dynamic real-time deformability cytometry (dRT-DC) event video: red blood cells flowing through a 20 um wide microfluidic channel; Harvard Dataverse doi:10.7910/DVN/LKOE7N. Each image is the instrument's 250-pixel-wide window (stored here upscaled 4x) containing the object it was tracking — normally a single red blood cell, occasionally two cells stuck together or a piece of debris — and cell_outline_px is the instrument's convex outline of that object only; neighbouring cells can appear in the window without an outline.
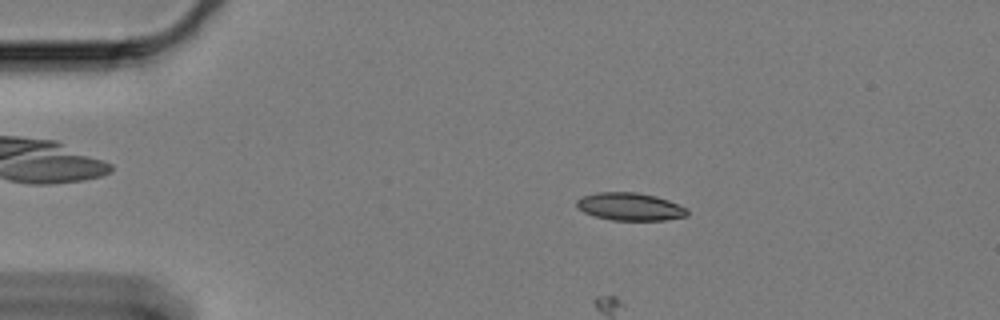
{"species": "Egyptian fruit bat (a non-hibernating species)", "species_latin": "Rousettus aegyptiacus", "temperature_condition": "cold", "stored_images_in_passage": 61, "camera_frame_rate_fps": 3000, "um_per_image_px": 0.085, "animal": {"sex": "female"}, "frame": {"image": 1, "passage_image": 11, "time_ms": 3.333, "image_size_px": [1000, 320], "cell_outline_px": [[688, 216], [664, 220], [612, 220], [596, 216], [584, 212], [576, 208], [576, 200], [580, 196], [596, 192], [636, 192], [656, 196], [668, 200], [688, 208]], "centroid_in_image_um": [53.53, 17.55], "position_along_channel_um": 31.5, "area_um2": 18.03}}